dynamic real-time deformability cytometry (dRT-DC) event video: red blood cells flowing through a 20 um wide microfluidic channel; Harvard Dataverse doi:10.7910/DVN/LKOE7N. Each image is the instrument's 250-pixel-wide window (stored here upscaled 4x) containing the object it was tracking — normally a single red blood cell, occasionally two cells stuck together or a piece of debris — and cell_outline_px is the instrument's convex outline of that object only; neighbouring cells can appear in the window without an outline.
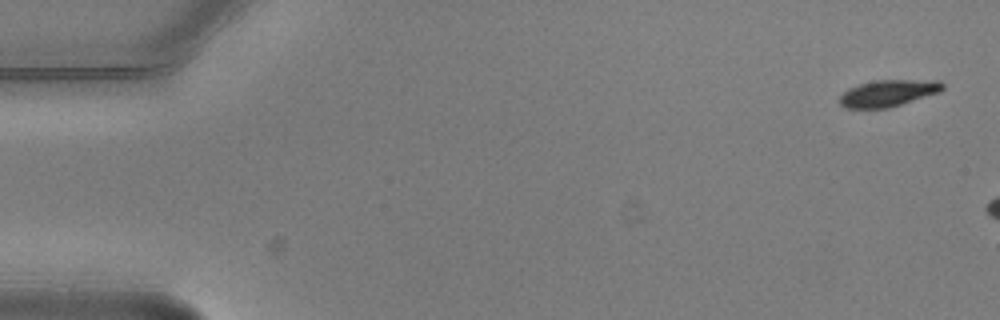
{"species": "common noctule bat (a hibernating species)", "species_latin": "Nyctalus noctula", "temperature_condition": "warm", "stored_images_in_passage": 4, "camera_frame_rate_fps": 3000, "um_per_image_px": 0.085, "animal": {"sex": "male", "body_mass_g": 20.5, "forearm_length_mm": 52.5}, "frame": {"image": 1, "passage_image": 1, "time_ms": 0.0, "image_size_px": [1000, 320], "cell_outline_px": [[944, 88], [940, 92], [888, 108], [844, 108], [840, 104], [840, 96], [848, 88], [872, 80], [940, 80], [944, 84]], "centroid_in_image_um": [75.5, 7.91], "position_along_channel_um": 9.5, "area_um2": 16.01}}